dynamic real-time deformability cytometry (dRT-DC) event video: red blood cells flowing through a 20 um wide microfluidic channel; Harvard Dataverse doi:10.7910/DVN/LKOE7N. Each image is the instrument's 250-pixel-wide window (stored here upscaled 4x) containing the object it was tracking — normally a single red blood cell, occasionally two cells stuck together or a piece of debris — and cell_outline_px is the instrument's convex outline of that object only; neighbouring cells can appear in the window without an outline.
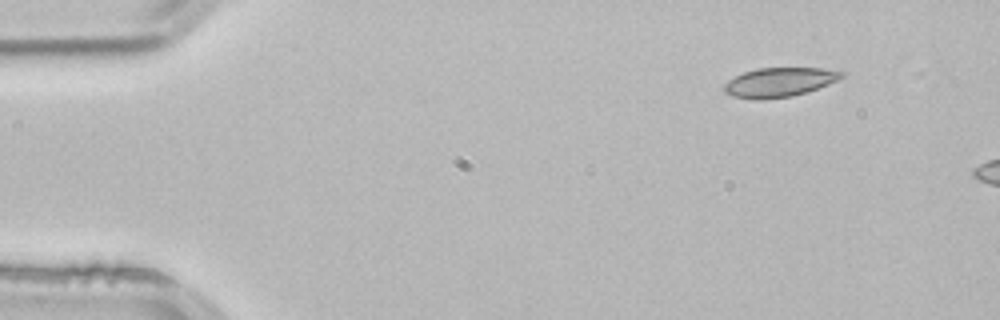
{"species": "common noctule bat (a hibernating species)", "species_latin": "Nyctalus noctula", "temperature_condition": "room temperature", "stored_images_in_passage": 3, "camera_frame_rate_fps": 3000, "um_per_image_px": 0.085, "animal": {"sex": "male", "body_mass_g": 21.5, "forearm_length_mm": 52.0}, "frame": {"image": 1, "passage_image": 1, "time_ms": 0.0, "image_size_px": [1000, 320], "cell_outline_px": [[844, 76], [840, 80], [792, 96], [732, 96], [724, 92], [724, 84], [728, 80], [744, 72], [756, 68], [820, 68], [844, 72]], "centroid_in_image_um": [66.29, 6.93], "position_along_channel_um": 18.7, "area_um2": 19.02}}